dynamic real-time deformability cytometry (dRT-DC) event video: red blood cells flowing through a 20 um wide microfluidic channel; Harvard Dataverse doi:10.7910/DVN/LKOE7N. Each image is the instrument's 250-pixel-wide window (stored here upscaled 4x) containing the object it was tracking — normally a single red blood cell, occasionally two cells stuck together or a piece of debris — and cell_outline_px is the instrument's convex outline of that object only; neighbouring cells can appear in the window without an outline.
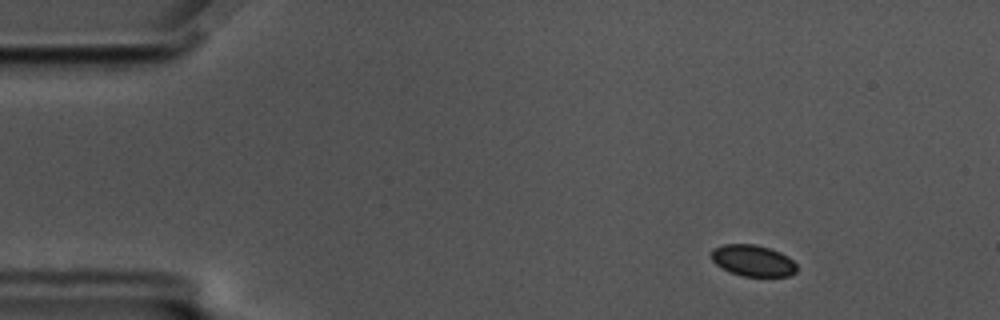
{"species": "common noctule bat (a hibernating species)", "species_latin": "Nyctalus noctula", "temperature_condition": "cold", "stored_images_in_passage": 52, "camera_frame_rate_fps": 3000, "um_per_image_px": 0.085, "animal": {"sex": "male", "body_mass_g": 17.5, "forearm_length_mm": 52.3}, "frame": {"image": 1, "passage_image": 1, "time_ms": 0.0, "image_size_px": [1000, 320], "cell_outline_px": [[796, 272], [788, 276], [744, 276], [732, 272], [716, 264], [712, 260], [712, 248], [724, 244], [756, 244], [780, 252], [788, 256], [796, 264]], "centroid_in_image_um": [64.01, 22.14], "position_along_channel_um": 21.0, "area_um2": 15.43}}
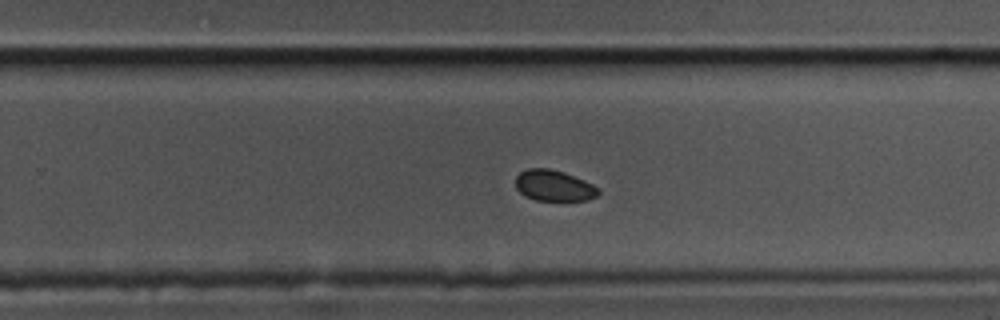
{"frame": {"image": 2, "passage_image": 31, "time_ms": 10.0, "image_size_px": [1000, 320], "cell_outline_px": [[600, 192], [596, 196], [588, 200], [536, 200], [524, 196], [516, 188], [516, 176], [520, 172], [528, 168], [548, 168], [564, 172], [584, 180], [600, 188]], "centroid_in_image_um": [47.08, 15.77], "position_along_channel_um": 282.7, "area_um2": 14.97}}
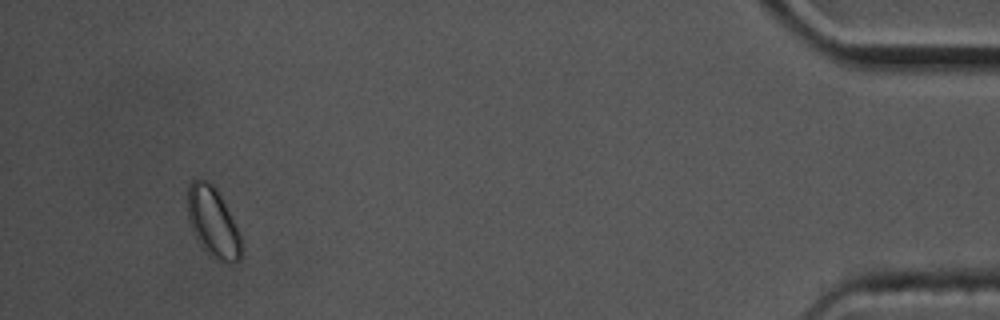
{"frame": {"image": 3, "passage_image": 49, "time_ms": 16.0, "image_size_px": [1000, 320], "cell_outline_px": [[240, 260], [232, 264], [216, 260], [208, 256], [200, 244], [188, 220], [188, 184], [192, 180], [200, 176], [208, 180], [216, 188], [224, 200], [240, 236]], "centroid_in_image_um": [18.08, 18.86], "position_along_channel_um": 417.1, "area_um2": 22.02}, "authors_computed_cell_mechanics": {"area_um2": 16.2707, "velocity_mm_per_s": 3.4316, "shape_relaxation_time_tau1_ms": null, "shape_relaxation_time_tau2_ms": 10.9977, "deformation_change_tau1": null, "deformation_change_tau2": 0.0636}}